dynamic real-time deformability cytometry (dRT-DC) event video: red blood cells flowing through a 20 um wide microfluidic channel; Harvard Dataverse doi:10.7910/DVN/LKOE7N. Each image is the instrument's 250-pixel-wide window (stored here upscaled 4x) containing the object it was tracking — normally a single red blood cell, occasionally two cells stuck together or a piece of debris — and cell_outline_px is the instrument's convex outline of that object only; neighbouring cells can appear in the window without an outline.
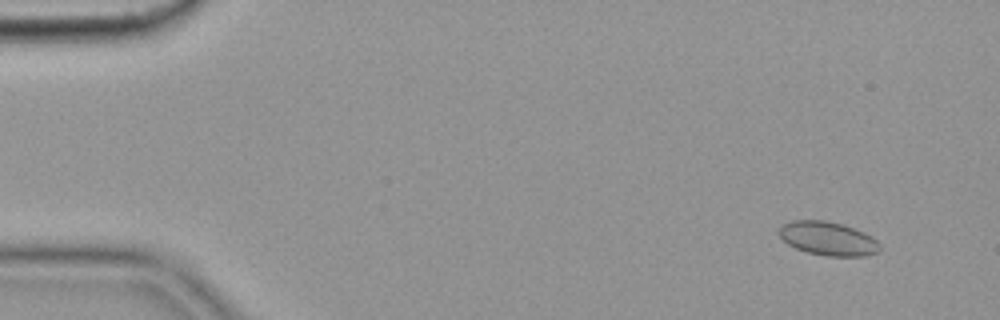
{"species": "common noctule bat (a hibernating species)", "species_latin": "Nyctalus noctula", "temperature_condition": "cold", "stored_images_in_passage": 56, "camera_frame_rate_fps": 3000, "um_per_image_px": 0.085, "animal": {"sex": "female", "body_mass_g": 19.9}, "frame": {"image": 1, "passage_image": 5, "time_ms": 1.333, "image_size_px": [1000, 320], "cell_outline_px": [[880, 248], [876, 252], [864, 256], [828, 256], [808, 252], [796, 248], [788, 244], [780, 236], [780, 228], [784, 224], [792, 220], [824, 220], [844, 224], [864, 232], [872, 236], [880, 244]], "centroid_in_image_um": [70.4, 20.27], "position_along_channel_um": 14.6, "area_um2": 19.65}}
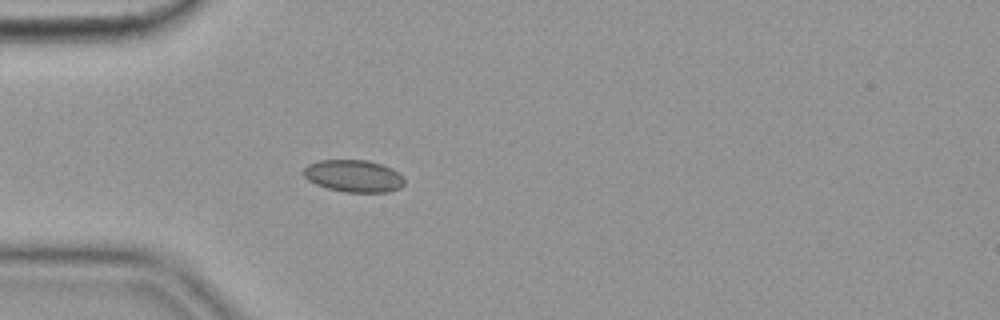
{"frame": {"image": 2, "passage_image": 17, "time_ms": 5.333, "image_size_px": [1000, 320], "cell_outline_px": [[404, 184], [400, 188], [388, 192], [344, 192], [328, 188], [316, 184], [308, 180], [304, 176], [304, 168], [308, 164], [320, 160], [368, 160], [392, 168], [404, 180]], "centroid_in_image_um": [30.05, 14.96], "position_along_channel_um": 55.0, "area_um2": 18.79}}
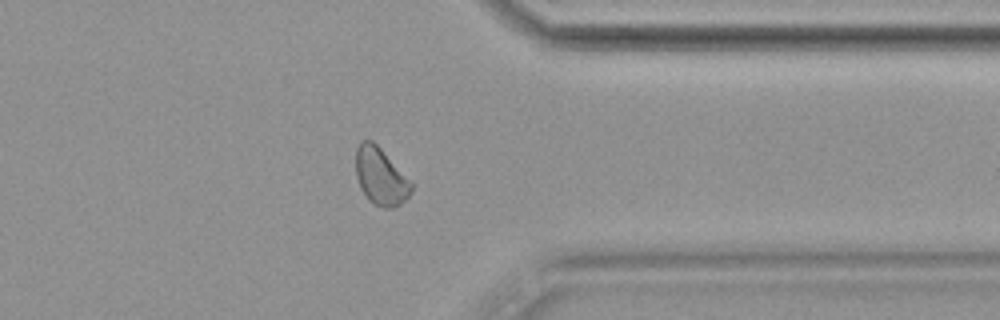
{"frame": {"image": 3, "passage_image": 45, "time_ms": 14.667, "image_size_px": [1000, 320], "cell_outline_px": [[416, 184], [412, 192], [400, 204], [392, 208], [384, 208], [368, 200], [360, 188], [356, 176], [356, 148], [360, 140], [372, 140]], "centroid_in_image_um": [32.38, 14.99], "position_along_channel_um": 379.0, "area_um2": 18.79}, "authors_computed_cell_mechanics": {"area_um2": 18.785, "velocity_mm_per_s": 3.6153, "shape_relaxation_time_tau1_ms": null, "shape_relaxation_time_tau2_ms": 3.596, "deformation_change_tau1": null, "deformation_change_tau2": 0.0572}}